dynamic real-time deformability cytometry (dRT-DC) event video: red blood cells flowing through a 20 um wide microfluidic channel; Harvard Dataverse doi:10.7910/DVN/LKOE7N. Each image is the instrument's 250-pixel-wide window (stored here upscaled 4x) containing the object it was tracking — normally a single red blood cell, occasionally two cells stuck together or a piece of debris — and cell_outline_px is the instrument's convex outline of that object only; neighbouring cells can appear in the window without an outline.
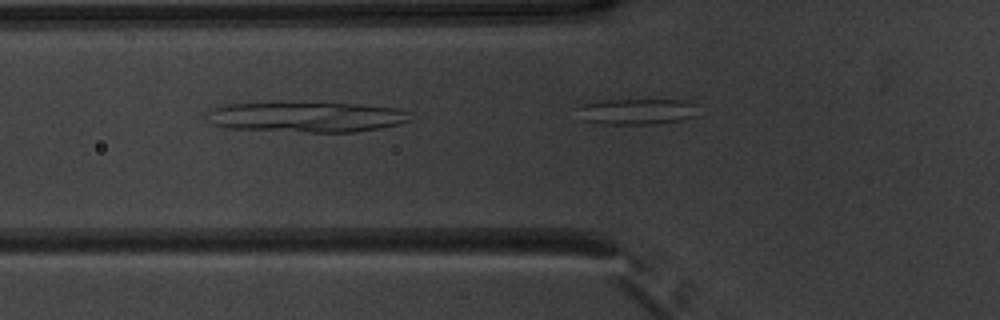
{"species": "common noctule bat (a hibernating species)", "species_latin": "Nyctalus noctula", "temperature_condition": "warm", "stored_images_in_passage": 6, "segment_of_instrument_passage": [2, 2], "camera_frame_rate_fps": 3000, "um_per_image_px": 0.085, "animal": {"sex": "male", "body_mass_g": 20.1, "forearm_length_mm": 53.5}, "frame": {"image": 1, "passage_image": 6, "time_ms": 1.667, "image_size_px": [1000, 320], "cell_outline_px": [[696, 116], [680, 120], [656, 124], [604, 124], [584, 120], [572, 108], [584, 104], [604, 100], [684, 100], [692, 104]], "centroid_in_image_um": [54.03, 9.48], "position_along_channel_um": 71.8, "area_um2": 18.09}}